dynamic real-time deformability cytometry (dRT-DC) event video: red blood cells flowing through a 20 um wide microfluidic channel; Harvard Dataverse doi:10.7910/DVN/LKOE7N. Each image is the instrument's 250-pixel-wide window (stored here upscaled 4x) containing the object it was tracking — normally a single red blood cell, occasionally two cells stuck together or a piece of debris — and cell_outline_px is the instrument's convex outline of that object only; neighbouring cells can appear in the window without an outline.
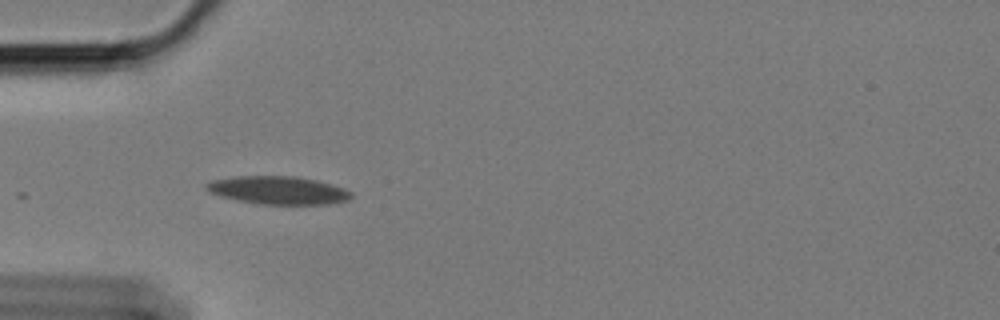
{"species": "Egyptian fruit bat (a non-hibernating species)", "species_latin": "Rousettus aegyptiacus", "temperature_condition": "cold", "stored_images_in_passage": 13, "camera_frame_rate_fps": 3000, "um_per_image_px": 0.085, "animal": {"sex": "female"}, "frame": {"image": 1, "passage_image": 1, "time_ms": 0.0, "image_size_px": [1000, 320], "cell_outline_px": [[352, 196], [348, 200], [328, 204], [260, 204], [236, 200], [220, 196], [208, 192], [204, 188], [204, 184], [212, 180], [232, 176], [296, 176], [316, 180], [332, 184], [344, 188], [352, 192]], "centroid_in_image_um": [23.6, 16.16], "position_along_channel_um": 61.4, "area_um2": 23.87}}
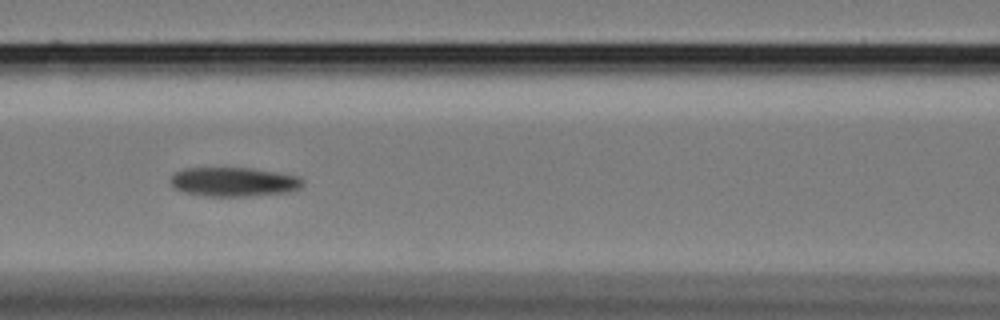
{"frame": {"image": 2, "passage_image": 9, "time_ms": 2.667, "image_size_px": [1000, 320], "cell_outline_px": [[304, 184], [300, 188], [288, 192], [248, 196], [208, 196], [184, 192], [172, 188], [168, 180], [176, 172], [184, 168], [252, 168], [300, 176], [304, 180]], "centroid_in_image_um": [19.86, 15.45], "position_along_channel_um": 146.7, "area_um2": 22.66}}
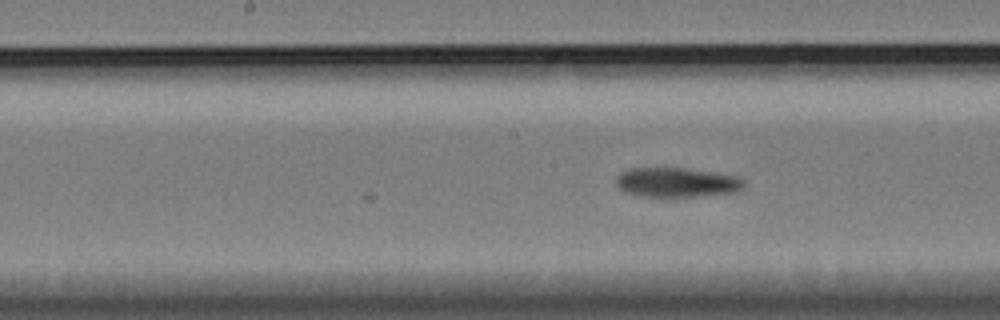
{"frame": {"image": 3, "passage_image": 13, "time_ms": 4.0, "image_size_px": [1000, 320], "cell_outline_px": [[744, 184], [736, 192], [672, 200], [640, 196], [624, 192], [616, 184], [616, 176], [620, 172], [632, 168], [684, 168], [740, 176], [744, 180]], "centroid_in_image_um": [57.5, 15.55], "position_along_channel_um": 190.7, "area_um2": 22.95}}